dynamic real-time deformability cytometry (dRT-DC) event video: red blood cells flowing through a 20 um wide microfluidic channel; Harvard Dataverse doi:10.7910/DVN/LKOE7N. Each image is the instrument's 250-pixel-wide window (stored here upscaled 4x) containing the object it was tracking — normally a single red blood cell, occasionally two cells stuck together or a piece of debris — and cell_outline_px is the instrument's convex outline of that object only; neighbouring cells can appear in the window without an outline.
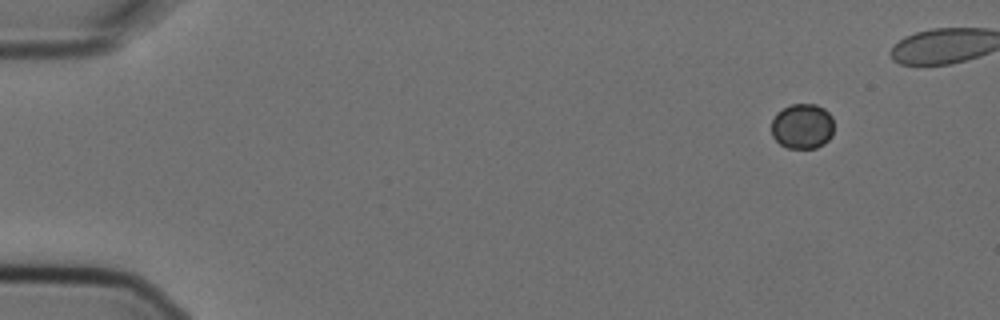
{"species": "Egyptian fruit bat (a non-hibernating species)", "species_latin": "Rousettus aegyptiacus", "temperature_condition": "cold", "stored_images_in_passage": 6, "camera_frame_rate_fps": 3000, "um_per_image_px": 0.085, "animal": {"sex": "female"}, "frame": {"image": 1, "passage_image": 1, "time_ms": 0.0, "image_size_px": [1000, 320], "cell_outline_px": [[832, 136], [824, 144], [816, 148], [788, 148], [780, 144], [772, 136], [772, 120], [776, 112], [792, 104], [816, 104], [824, 108], [832, 116]], "centroid_in_image_um": [68.19, 10.73], "position_along_channel_um": 16.8, "area_um2": 16.53}}
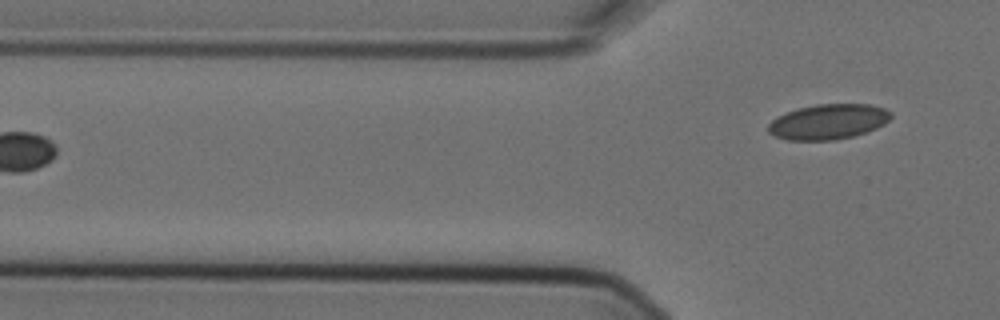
{"frame": {"image": 2, "passage_image": 6, "time_ms": 1.667, "image_size_px": [1000, 320], "cell_outline_px": [[892, 116], [884, 124], [876, 128], [852, 136], [836, 140], [788, 140], [776, 136], [768, 132], [768, 124], [776, 116], [796, 108], [816, 104], [872, 104], [884, 108], [892, 112]], "centroid_in_image_um": [70.39, 10.33], "position_along_channel_um": 55.4, "area_um2": 25.26}}